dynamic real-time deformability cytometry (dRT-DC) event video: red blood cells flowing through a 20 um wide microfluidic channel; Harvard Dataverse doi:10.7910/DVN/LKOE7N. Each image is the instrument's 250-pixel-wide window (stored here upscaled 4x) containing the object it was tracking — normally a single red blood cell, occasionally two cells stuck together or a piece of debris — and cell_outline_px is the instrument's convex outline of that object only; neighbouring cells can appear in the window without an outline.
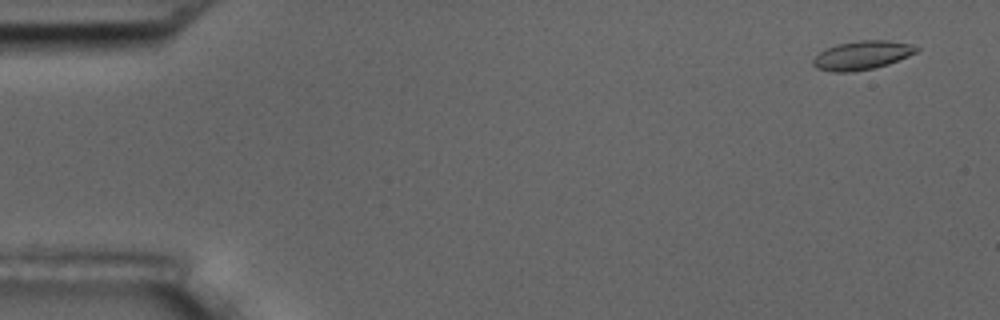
{"species": "common noctule bat (a hibernating species)", "species_latin": "Nyctalus noctula", "temperature_condition": "room temperature", "stored_images_in_passage": 5, "camera_frame_rate_fps": 3000, "um_per_image_px": 0.085, "animal": {"sex": "male", "body_mass_g": 17.5, "forearm_length_mm": 52.3}, "frame": {"image": 1, "passage_image": 1, "time_ms": 0.0, "image_size_px": [1000, 320], "cell_outline_px": [[920, 48], [916, 52], [908, 56], [888, 64], [872, 68], [852, 72], [832, 72], [816, 68], [812, 64], [812, 60], [824, 48], [836, 44], [860, 40], [888, 40], [908, 44]], "centroid_in_image_um": [73.22, 4.7], "position_along_channel_um": 11.8, "area_um2": 17.28}}
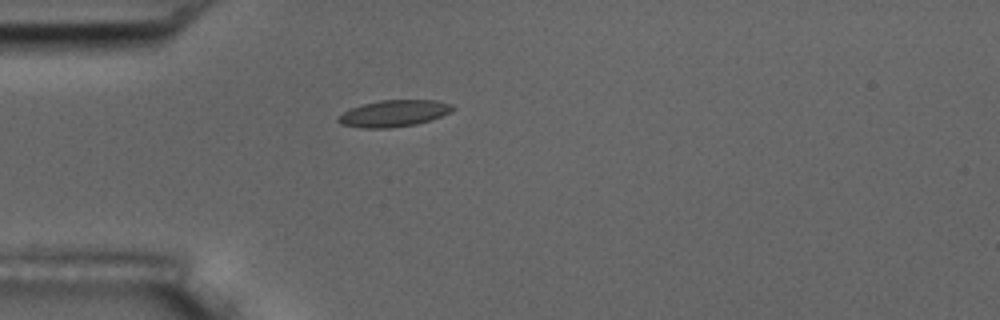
{"frame": {"image": 2, "passage_image": 4, "time_ms": 1.0, "image_size_px": [1000, 320], "cell_outline_px": [[456, 108], [452, 112], [416, 124], [388, 128], [360, 128], [340, 124], [336, 120], [336, 116], [352, 108], [364, 104], [380, 100], [436, 100], [452, 104]], "centroid_in_image_um": [33.47, 9.64], "position_along_channel_um": 51.5, "area_um2": 17.74}}